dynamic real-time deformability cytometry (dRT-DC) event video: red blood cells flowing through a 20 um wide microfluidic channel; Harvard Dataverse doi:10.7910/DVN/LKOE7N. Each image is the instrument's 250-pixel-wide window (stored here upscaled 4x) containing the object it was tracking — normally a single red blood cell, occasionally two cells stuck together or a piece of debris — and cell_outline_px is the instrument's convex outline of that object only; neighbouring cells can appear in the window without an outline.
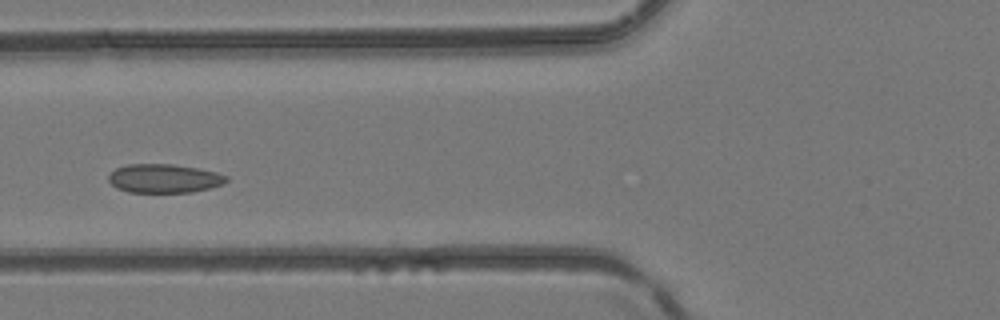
{"species": "common noctule bat (a hibernating species)", "species_latin": "Nyctalus noctula", "temperature_condition": "room temperature", "stored_images_in_passage": 3, "camera_frame_rate_fps": 3000, "um_per_image_px": 0.085, "animal": {"sex": "female", "body_mass_g": 24.6, "forearm_length_mm": 56.2}, "frame": {"image": 1, "passage_image": 3, "time_ms": 0.667, "image_size_px": [1000, 320], "cell_outline_px": [[228, 180], [224, 184], [212, 188], [192, 192], [128, 192], [116, 188], [108, 180], [108, 176], [116, 168], [128, 164], [172, 164], [196, 168], [216, 172], [228, 176]], "centroid_in_image_um": [13.97, 15.17], "position_along_channel_um": 111.8, "area_um2": 19.83}}